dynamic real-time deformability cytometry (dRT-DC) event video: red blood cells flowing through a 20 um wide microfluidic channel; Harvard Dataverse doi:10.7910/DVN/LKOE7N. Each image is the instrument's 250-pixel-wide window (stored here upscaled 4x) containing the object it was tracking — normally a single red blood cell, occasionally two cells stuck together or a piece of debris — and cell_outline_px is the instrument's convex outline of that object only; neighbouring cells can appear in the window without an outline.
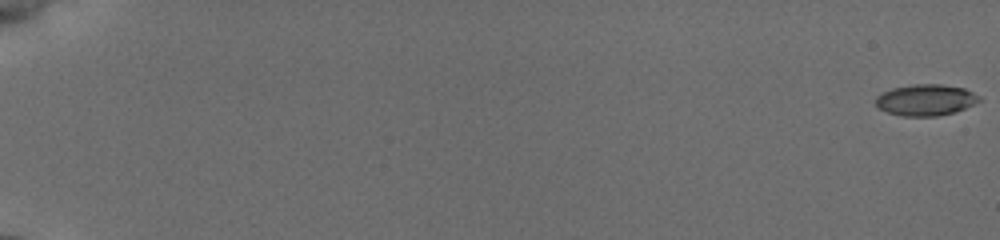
{"species": "common noctule bat (a hibernating species)", "species_latin": "Nyctalus noctula", "temperature_condition": "cold", "stored_images_in_passage": 31, "camera_frame_rate_fps": 3000, "um_per_image_px": 0.085, "animal": {"sex": "female", "body_mass_g": 19.5, "forearm_length_mm": 54.1}, "frame": {"image": 1, "passage_image": 1, "time_ms": 0.0, "image_size_px": [1000, 240], "cell_outline_px": [[980, 100], [964, 108], [952, 112], [936, 116], [904, 116], [888, 112], [880, 108], [876, 104], [876, 96], [892, 88], [916, 84], [940, 84], [964, 88], [980, 96]], "centroid_in_image_um": [78.67, 8.49], "position_along_channel_um": 6.3, "area_um2": 18.5}}
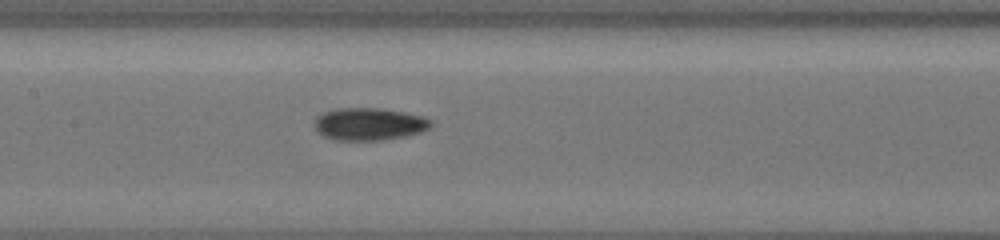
{"frame": {"image": 2, "passage_image": 18, "time_ms": 10.0, "image_size_px": [1000, 240], "cell_outline_px": [[432, 124], [428, 128], [420, 132], [404, 136], [380, 140], [332, 140], [324, 136], [312, 124], [316, 116], [324, 112], [336, 108], [380, 108], [404, 112], [420, 116], [432, 120]], "centroid_in_image_um": [31.33, 10.54], "position_along_channel_um": 176.1, "area_um2": 21.96}}
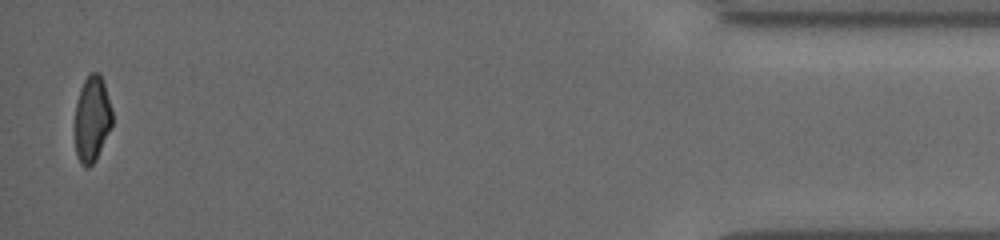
{"frame": {"image": 3, "passage_image": 31, "time_ms": 18.333, "image_size_px": [1000, 240], "cell_outline_px": [[112, 124], [96, 160], [88, 168], [84, 168], [80, 164], [76, 156], [76, 104], [80, 88], [84, 80], [92, 72], [100, 72], [112, 108]], "centroid_in_image_um": [7.83, 10.13], "position_along_channel_um": 427.4, "area_um2": 18.61}, "authors_computed_cell_mechanics": {"area_um2": 19.5942, "velocity_mm_per_s": 3.8677, "shape_relaxation_time_tau1_ms": 4.6501, "shape_relaxation_time_tau2_ms": 2.7301, "deformation_change_tau1": 0.1223, "deformation_change_tau2": 0.075}}